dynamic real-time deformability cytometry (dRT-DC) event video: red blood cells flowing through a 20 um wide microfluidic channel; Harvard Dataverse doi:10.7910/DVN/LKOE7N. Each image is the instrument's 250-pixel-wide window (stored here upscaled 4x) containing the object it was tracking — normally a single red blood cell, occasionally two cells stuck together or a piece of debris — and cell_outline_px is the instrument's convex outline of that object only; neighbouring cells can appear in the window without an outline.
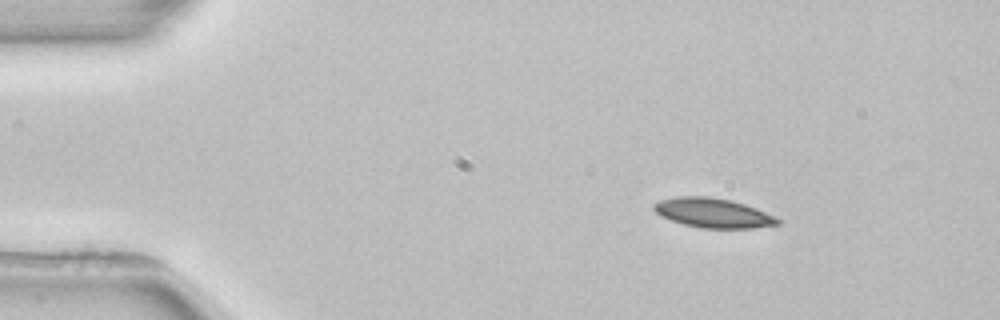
{"species": "common noctule bat (a hibernating species)", "species_latin": "Nyctalus noctula", "temperature_condition": "room temperature", "stored_images_in_passage": 3, "camera_frame_rate_fps": 3000, "um_per_image_px": 0.085, "animal": {"sex": "female", "body_mass_g": 22.7, "forearm_length_mm": 54.2}, "frame": {"image": 1, "passage_image": 1, "time_ms": 0.0, "image_size_px": [1000, 320], "cell_outline_px": [[780, 224], [752, 228], [700, 228], [684, 224], [660, 216], [652, 208], [652, 204], [660, 200], [676, 196], [708, 196], [732, 200], [756, 208], [780, 220]], "centroid_in_image_um": [60.56, 18.09], "position_along_channel_um": 24.4, "area_um2": 21.21}}
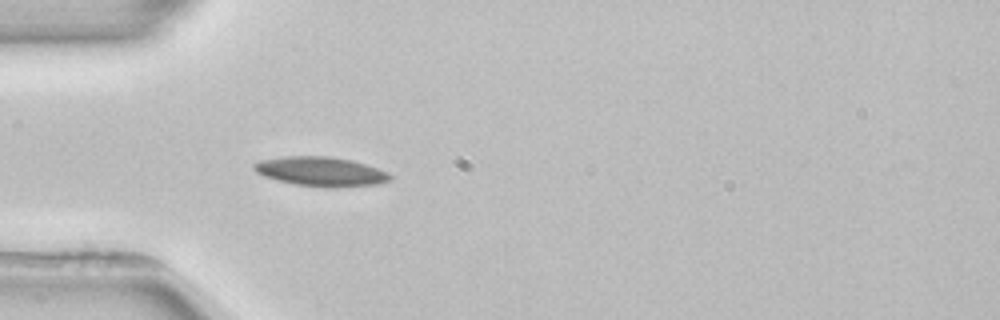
{"frame": {"image": 2, "passage_image": 3, "time_ms": 2.667, "image_size_px": [1000, 320], "cell_outline_px": [[392, 180], [376, 184], [328, 188], [324, 188], [296, 184], [276, 180], [264, 176], [256, 172], [252, 168], [252, 164], [260, 160], [284, 156], [328, 156], [352, 160], [388, 172], [392, 176]], "centroid_in_image_um": [27.24, 14.58], "position_along_channel_um": 57.8, "area_um2": 23.35}}